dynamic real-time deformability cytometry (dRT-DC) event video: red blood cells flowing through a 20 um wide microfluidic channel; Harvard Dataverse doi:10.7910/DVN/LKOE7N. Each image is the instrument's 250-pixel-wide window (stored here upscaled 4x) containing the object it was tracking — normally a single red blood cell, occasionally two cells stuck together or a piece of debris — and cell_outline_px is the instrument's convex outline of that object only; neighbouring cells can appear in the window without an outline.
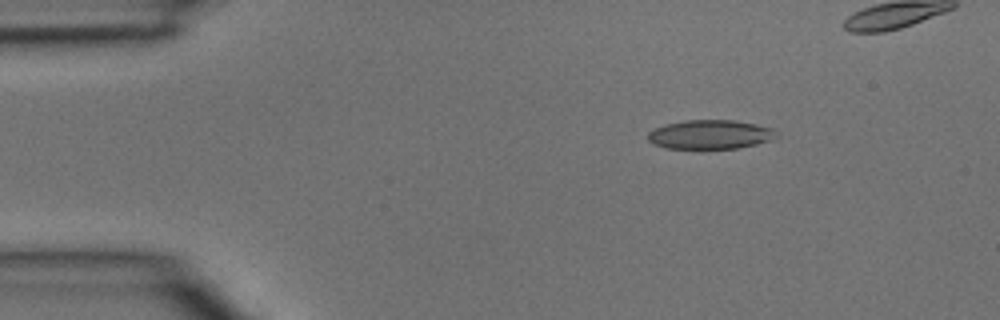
{"species": "common noctule bat (a hibernating species)", "species_latin": "Nyctalus noctula", "temperature_condition": "room temperature", "stored_images_in_passage": 4, "camera_frame_rate_fps": 3000, "um_per_image_px": 0.085, "animal": {"sex": "male", "body_mass_g": 15.6}, "frame": {"image": 1, "passage_image": 1, "time_ms": 0.0, "image_size_px": [1000, 320], "cell_outline_px": [[780, 136], [756, 144], [740, 148], [664, 148], [652, 144], [648, 140], [648, 132], [664, 124], [684, 120], [732, 120], [756, 124], [772, 128]], "centroid_in_image_um": [60.35, 11.43], "position_along_channel_um": 24.7, "area_um2": 21.79}}